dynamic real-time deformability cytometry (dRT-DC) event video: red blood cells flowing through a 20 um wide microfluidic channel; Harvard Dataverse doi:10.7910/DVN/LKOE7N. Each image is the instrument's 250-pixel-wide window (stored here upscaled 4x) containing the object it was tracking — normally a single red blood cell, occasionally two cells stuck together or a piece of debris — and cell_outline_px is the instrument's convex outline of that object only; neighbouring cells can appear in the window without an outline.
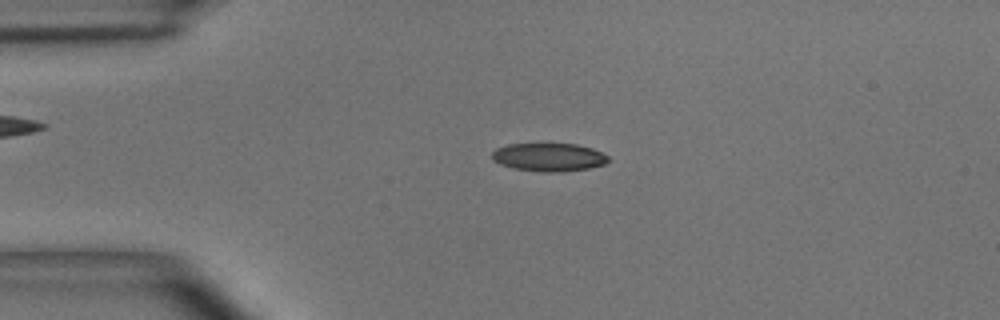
{"species": "common noctule bat (a hibernating species)", "species_latin": "Nyctalus noctula", "temperature_condition": "room temperature", "stored_images_in_passage": 50, "camera_frame_rate_fps": 3000, "um_per_image_px": 0.085, "animal": {"sex": "male", "body_mass_g": 15.6}, "frame": {"image": 1, "passage_image": 11, "time_ms": 3.333, "image_size_px": [1000, 320], "cell_outline_px": [[608, 160], [604, 164], [588, 168], [564, 172], [544, 172], [512, 168], [500, 164], [492, 160], [492, 152], [496, 148], [508, 144], [576, 144], [592, 148], [608, 156]], "centroid_in_image_um": [46.62, 13.36], "position_along_channel_um": 38.4, "area_um2": 19.07}}
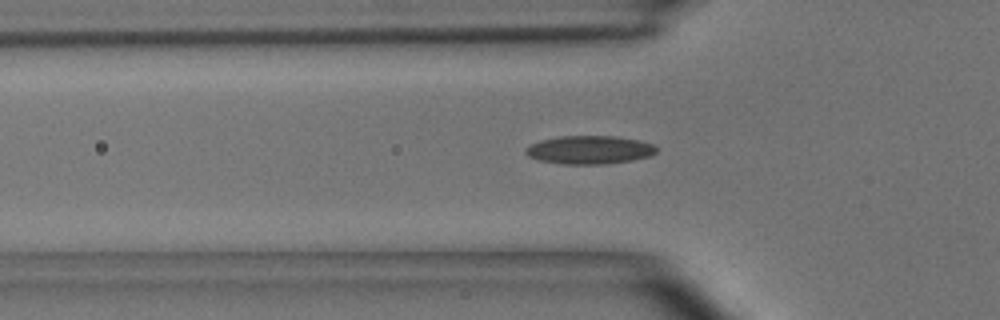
{"frame": {"image": 2, "passage_image": 16, "time_ms": 5.0, "image_size_px": [1000, 320], "cell_outline_px": [[656, 152], [648, 156], [632, 160], [604, 164], [564, 164], [540, 160], [528, 156], [524, 152], [524, 148], [540, 140], [560, 136], [616, 136], [640, 140], [652, 144], [656, 148]], "centroid_in_image_um": [50.08, 12.73], "position_along_channel_um": 75.7, "area_um2": 21.5}}
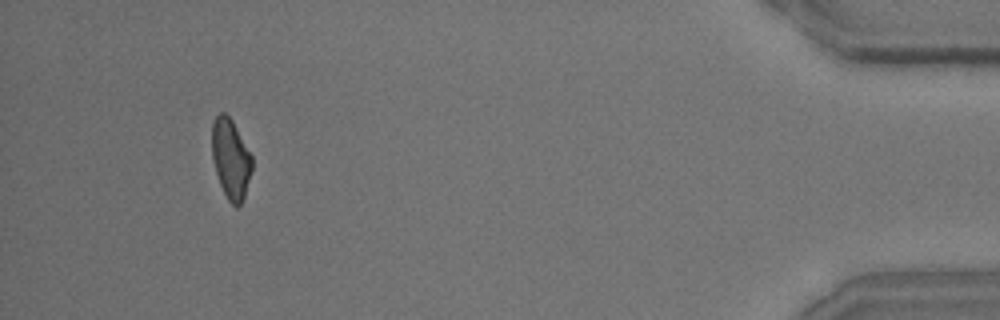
{"frame": {"image": 3, "passage_image": 47, "time_ms": 15.333, "image_size_px": [1000, 320], "cell_outline_px": [[252, 168], [244, 196], [240, 204], [236, 208], [228, 200], [220, 184], [216, 172], [212, 156], [212, 124], [216, 116], [220, 112], [224, 112], [232, 120], [252, 156]], "centroid_in_image_um": [19.61, 13.49], "position_along_channel_um": 415.6, "area_um2": 18.38}, "authors_computed_cell_mechanics": {"area_um2": 19.2763, "velocity_mm_per_s": 3.9329, "shape_relaxation_time_tau1_ms": 8.0719, "shape_relaxation_time_tau2_ms": 3.5088, "deformation_change_tau1": 0.2207, "deformation_change_tau2": 0.1189}}